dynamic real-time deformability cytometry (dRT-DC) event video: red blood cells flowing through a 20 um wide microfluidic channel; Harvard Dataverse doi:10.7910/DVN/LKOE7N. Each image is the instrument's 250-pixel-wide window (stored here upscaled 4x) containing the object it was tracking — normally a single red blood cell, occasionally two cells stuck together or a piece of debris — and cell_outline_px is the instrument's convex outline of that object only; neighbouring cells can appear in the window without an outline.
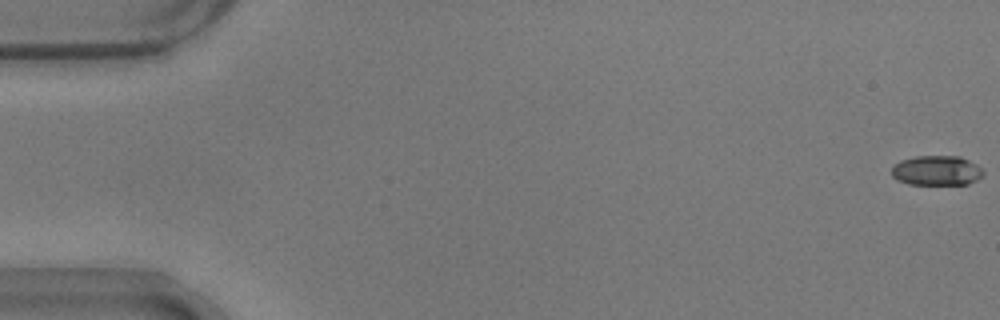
{"species": "common noctule bat (a hibernating species)", "species_latin": "Nyctalus noctula", "temperature_condition": "warm", "stored_images_in_passage": 55, "camera_frame_rate_fps": 3000, "um_per_image_px": 0.085, "animal": {"sex": "male", "body_mass_g": 17.9}, "frame": {"image": 1, "passage_image": 1, "time_ms": 0.0, "image_size_px": [1000, 320], "cell_outline_px": [[984, 172], [976, 180], [968, 184], [908, 184], [896, 180], [892, 176], [892, 164], [900, 160], [916, 156], [960, 156], [976, 164]], "centroid_in_image_um": [79.56, 14.49], "position_along_channel_um": 5.4, "area_um2": 15.95}}
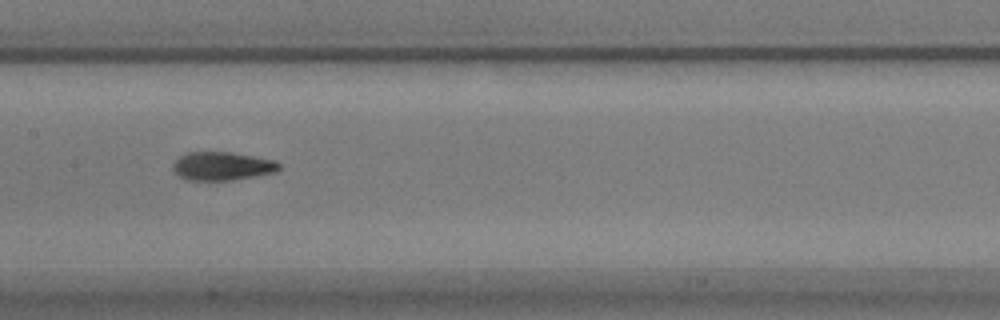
{"frame": {"image": 2, "passage_image": 28, "time_ms": 9.0, "image_size_px": [1000, 320], "cell_outline_px": [[280, 168], [276, 172], [256, 176], [232, 180], [188, 180], [180, 176], [172, 168], [172, 164], [180, 156], [188, 152], [232, 152], [276, 160], [280, 164]], "centroid_in_image_um": [18.91, 14.11], "position_along_channel_um": 188.5, "area_um2": 17.63}}
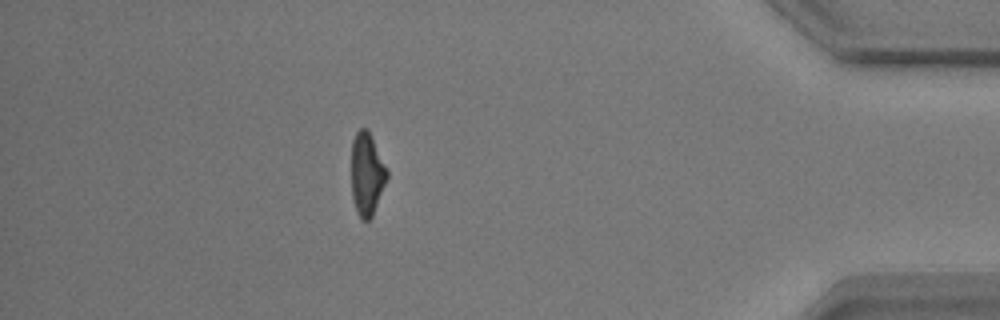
{"frame": {"image": 3, "passage_image": 49, "time_ms": 16.0, "image_size_px": [1000, 320], "cell_outline_px": [[388, 176], [372, 216], [368, 220], [364, 220], [356, 212], [352, 196], [352, 140], [356, 132], [360, 128], [364, 128], [368, 132], [388, 172]], "centroid_in_image_um": [31.16, 14.82], "position_along_channel_um": 404.0, "area_um2": 16.59}, "authors_computed_cell_mechanics": {"area_um2": 17.3978, "velocity_mm_per_s": 3.7182, "shape_relaxation_time_tau1_ms": 4.7889, "shape_relaxation_time_tau2_ms": 2.2074, "deformation_change_tau1": 0.1833, "deformation_change_tau2": 0.0987}}